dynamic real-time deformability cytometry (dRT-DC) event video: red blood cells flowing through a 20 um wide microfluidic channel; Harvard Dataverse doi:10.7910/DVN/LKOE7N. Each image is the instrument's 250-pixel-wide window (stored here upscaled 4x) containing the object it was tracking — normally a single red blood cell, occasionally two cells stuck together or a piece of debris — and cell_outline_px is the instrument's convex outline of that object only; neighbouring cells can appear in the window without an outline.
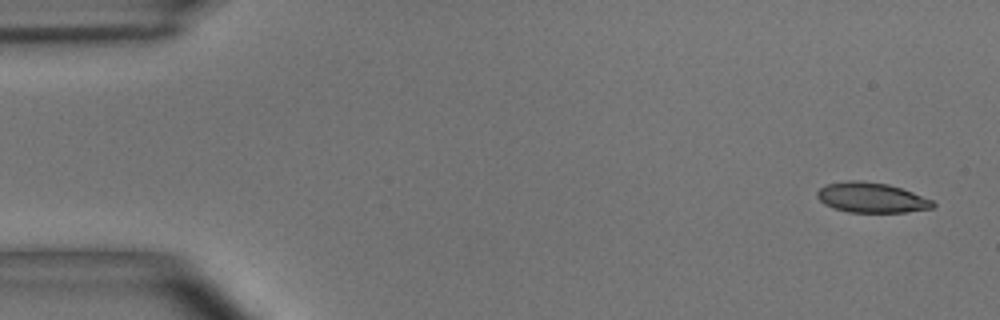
{"species": "common noctule bat (a hibernating species)", "species_latin": "Nyctalus noctula", "temperature_condition": "room temperature", "stored_images_in_passage": 53, "camera_frame_rate_fps": 3000, "um_per_image_px": 0.085, "animal": {"sex": "male", "body_mass_g": 15.6}, "frame": {"image": 1, "passage_image": 1, "time_ms": 0.0, "image_size_px": [1000, 320], "cell_outline_px": [[936, 204], [932, 208], [904, 212], [848, 212], [832, 208], [824, 204], [816, 196], [816, 192], [820, 188], [828, 184], [848, 180], [860, 180], [888, 184], [912, 192], [932, 200]], "centroid_in_image_um": [74.04, 16.8], "position_along_channel_um": 11.0, "area_um2": 20.23}}
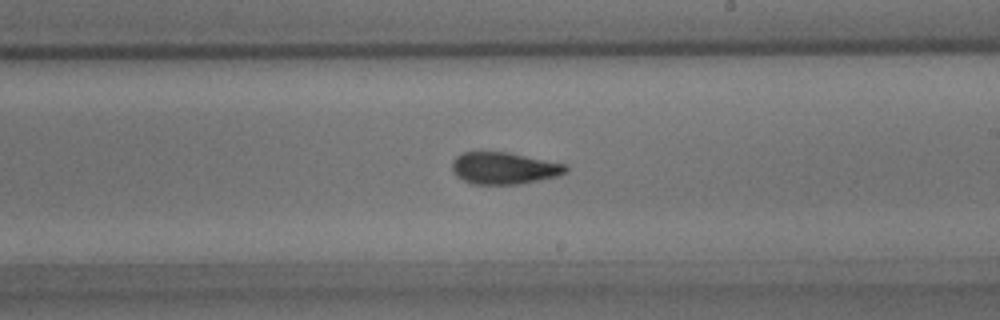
{"frame": {"image": 2, "passage_image": 30, "time_ms": 9.667, "image_size_px": [1000, 320], "cell_outline_px": [[568, 172], [560, 176], [520, 184], [472, 184], [456, 176], [452, 172], [452, 160], [456, 156], [464, 152], [508, 152], [568, 164]], "centroid_in_image_um": [42.88, 14.3], "position_along_channel_um": 246.1, "area_um2": 21.44}}
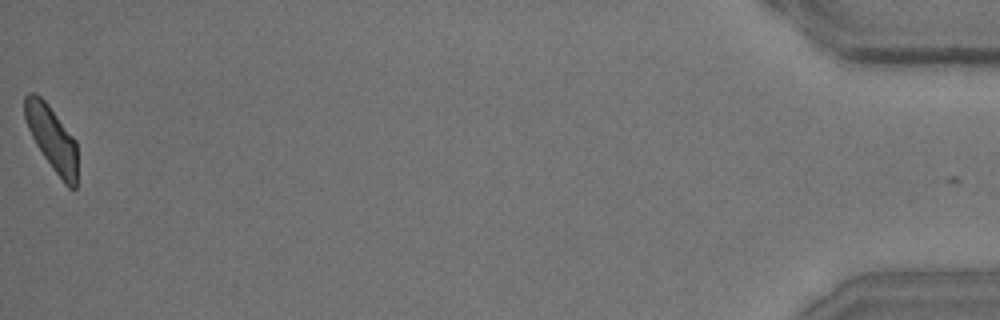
{"frame": {"image": 3, "passage_image": 53, "time_ms": 17.333, "image_size_px": [1000, 320], "cell_outline_px": [[76, 188], [68, 188], [64, 184], [52, 168], [36, 144], [28, 128], [24, 116], [24, 96], [28, 92], [36, 92], [48, 104], [76, 140]], "centroid_in_image_um": [4.39, 11.73], "position_along_channel_um": 430.8, "area_um2": 19.71}, "authors_computed_cell_mechanics": {"area_um2": 20.9814, "velocity_mm_per_s": 3.6623, "shape_relaxation_time_tau1_ms": 6.5382, "shape_relaxation_time_tau2_ms": 2.5874, "deformation_change_tau1": 0.1755, "deformation_change_tau2": 0.0852}}